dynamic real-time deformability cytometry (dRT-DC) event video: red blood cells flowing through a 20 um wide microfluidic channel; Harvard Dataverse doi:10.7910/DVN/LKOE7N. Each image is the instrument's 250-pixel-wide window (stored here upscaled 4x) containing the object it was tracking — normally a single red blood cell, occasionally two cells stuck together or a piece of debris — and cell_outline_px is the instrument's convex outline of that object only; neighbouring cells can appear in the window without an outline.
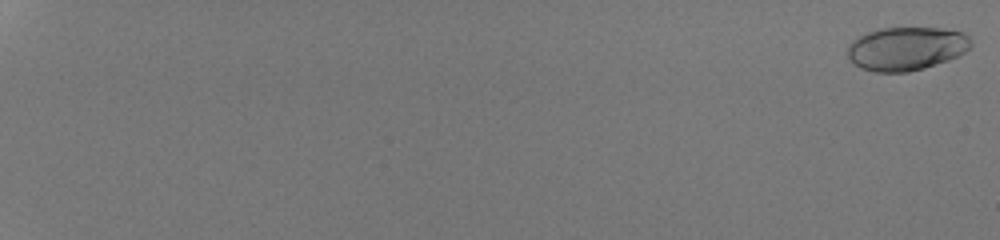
{"species": "human", "species_latin": "Homo sapiens", "temperature_condition": "room temperature", "stored_images_in_passage": 54, "camera_frame_rate_fps": 3000, "um_per_image_px": 0.085, "donor": {"sex": "male"}, "frame": {"image": 1, "passage_image": 1, "time_ms": 0.0, "image_size_px": [1000, 240], "cell_outline_px": [[972, 44], [964, 52], [948, 60], [924, 68], [908, 72], [876, 72], [860, 68], [852, 64], [848, 56], [848, 48], [852, 40], [868, 32], [880, 28], [940, 28], [960, 32], [968, 36], [972, 40]], "centroid_in_image_um": [77.01, 4.14], "position_along_channel_um": 8.0, "area_um2": 31.15}}
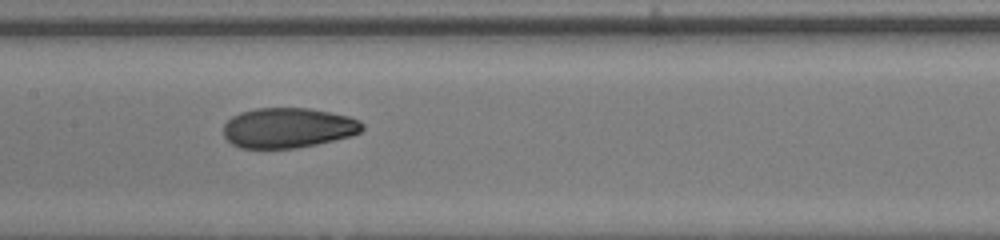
{"frame": {"image": 2, "passage_image": 33, "time_ms": 10.667, "image_size_px": [1000, 240], "cell_outline_px": [[364, 128], [360, 132], [352, 136], [316, 144], [296, 148], [240, 148], [232, 144], [224, 136], [224, 124], [232, 116], [240, 112], [256, 108], [308, 108], [348, 116], [360, 120], [364, 124]], "centroid_in_image_um": [24.49, 10.87], "position_along_channel_um": 182.9, "area_um2": 32.48}}
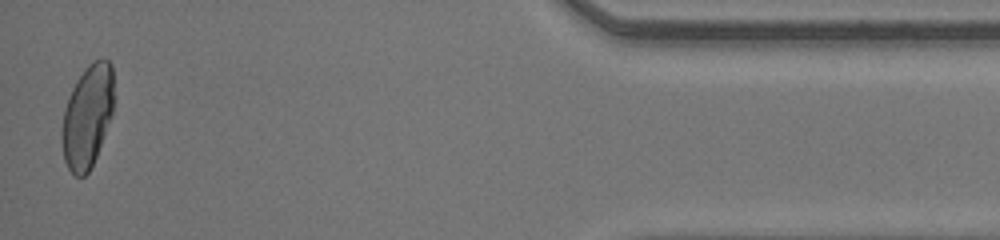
{"frame": {"image": 3, "passage_image": 54, "time_ms": 17.667, "image_size_px": [1000, 240], "cell_outline_px": [[112, 116], [96, 156], [88, 172], [84, 176], [76, 176], [68, 168], [64, 160], [60, 140], [60, 132], [64, 108], [72, 88], [76, 80], [84, 68], [92, 60], [100, 56], [108, 60], [112, 64]], "centroid_in_image_um": [7.4, 9.86], "position_along_channel_um": 427.8, "area_um2": 31.39}, "authors_computed_cell_mechanics": {"area_um2": 31.5299, "velocity_mm_per_s": 4.2797, "shape_relaxation_time_tau1_ms": 9.7984, "shape_relaxation_time_tau2_ms": 0.7792, "deformation_change_tau1": 0.3132, "deformation_change_tau2": 0.0496}}